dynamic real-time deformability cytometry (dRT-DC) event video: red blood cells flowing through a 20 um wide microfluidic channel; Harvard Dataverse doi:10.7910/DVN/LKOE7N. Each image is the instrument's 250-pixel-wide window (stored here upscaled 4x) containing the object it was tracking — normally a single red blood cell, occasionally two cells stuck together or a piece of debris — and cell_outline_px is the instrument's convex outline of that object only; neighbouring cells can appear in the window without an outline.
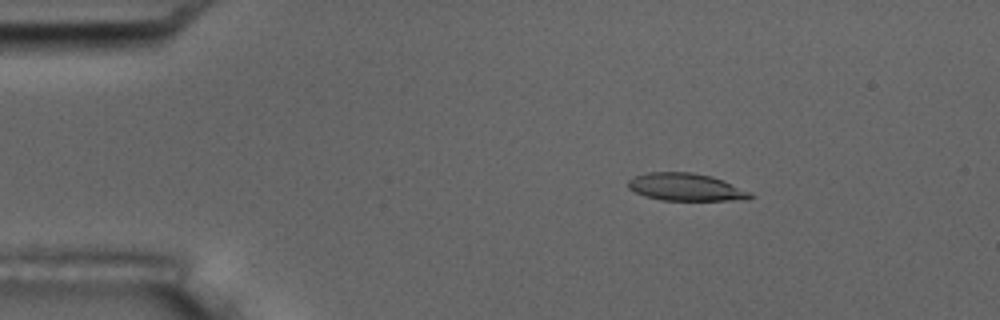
{"species": "common noctule bat (a hibernating species)", "species_latin": "Nyctalus noctula", "temperature_condition": "room temperature", "stored_images_in_passage": 5, "camera_frame_rate_fps": 3000, "um_per_image_px": 0.085, "animal": {"sex": "male", "body_mass_g": 17.5, "forearm_length_mm": 52.3}, "frame": {"image": 1, "passage_image": 3, "time_ms": 2.333, "image_size_px": [1000, 320], "cell_outline_px": [[756, 196], [748, 200], [660, 200], [644, 196], [628, 188], [628, 180], [632, 176], [648, 172], [692, 172], [712, 176], [724, 180], [752, 192]], "centroid_in_image_um": [58.33, 15.9], "position_along_channel_um": 26.7, "area_um2": 19.94}}